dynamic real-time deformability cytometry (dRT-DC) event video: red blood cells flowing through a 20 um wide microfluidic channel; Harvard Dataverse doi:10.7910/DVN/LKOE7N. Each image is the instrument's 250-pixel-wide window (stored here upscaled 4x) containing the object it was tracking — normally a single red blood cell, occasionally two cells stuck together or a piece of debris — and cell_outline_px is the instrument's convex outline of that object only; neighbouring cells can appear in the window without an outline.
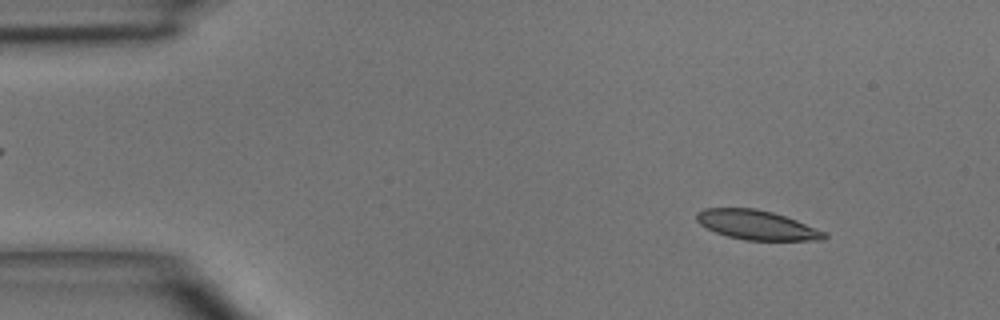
{"species": "common noctule bat (a hibernating species)", "species_latin": "Nyctalus noctula", "temperature_condition": "room temperature", "stored_images_in_passage": 3, "camera_frame_rate_fps": 3000, "um_per_image_px": 0.085, "animal": {"sex": "male", "body_mass_g": 15.6}, "frame": {"image": 1, "passage_image": 1, "time_ms": 0.0, "image_size_px": [1000, 320], "cell_outline_px": [[828, 236], [824, 240], [744, 240], [728, 236], [716, 232], [700, 224], [696, 220], [696, 212], [704, 208], [756, 208], [772, 212], [796, 220], [824, 232]], "centroid_in_image_um": [64.29, 19.12], "position_along_channel_um": 20.7, "area_um2": 21.68}}